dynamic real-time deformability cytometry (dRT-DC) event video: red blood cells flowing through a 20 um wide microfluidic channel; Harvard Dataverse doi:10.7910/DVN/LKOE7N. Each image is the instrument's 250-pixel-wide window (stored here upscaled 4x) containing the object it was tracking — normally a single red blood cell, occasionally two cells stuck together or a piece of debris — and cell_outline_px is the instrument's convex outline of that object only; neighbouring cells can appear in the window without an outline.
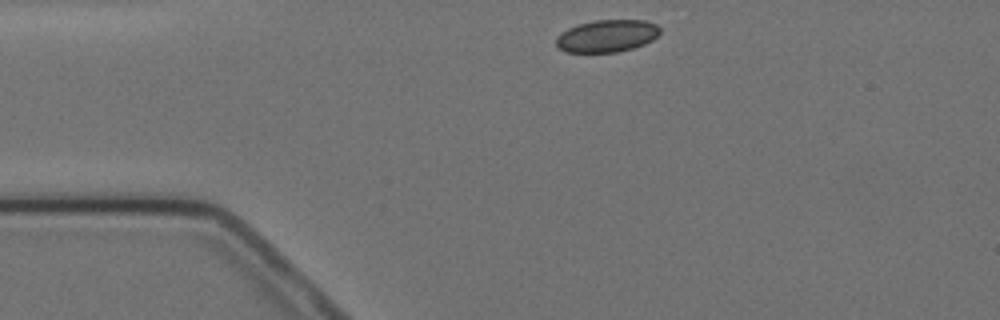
{"species": "Egyptian fruit bat (a non-hibernating species)", "species_latin": "Rousettus aegyptiacus", "temperature_condition": "cold", "stored_images_in_passage": 2, "camera_frame_rate_fps": 3000, "um_per_image_px": 0.085, "animal": {"sex": "female"}, "frame": {"image": 1, "passage_image": 1, "time_ms": 0.0, "image_size_px": [1000, 320], "cell_outline_px": [[660, 32], [652, 40], [644, 44], [632, 48], [616, 52], [568, 52], [560, 48], [556, 44], [556, 36], [560, 32], [568, 28], [580, 24], [596, 20], [644, 20], [656, 24], [660, 28]], "centroid_in_image_um": [51.59, 3.05], "position_along_channel_um": 33.4, "area_um2": 19.42}}